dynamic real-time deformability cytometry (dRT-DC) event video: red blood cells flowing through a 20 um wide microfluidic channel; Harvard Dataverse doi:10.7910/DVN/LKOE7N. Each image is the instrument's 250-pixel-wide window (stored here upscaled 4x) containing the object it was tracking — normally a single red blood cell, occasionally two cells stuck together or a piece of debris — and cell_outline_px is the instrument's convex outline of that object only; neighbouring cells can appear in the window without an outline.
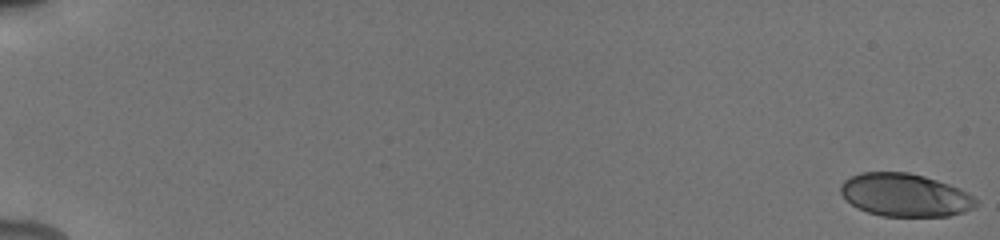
{"species": "human", "species_latin": "Homo sapiens", "temperature_condition": "cold", "stored_images_in_passage": 19, "camera_frame_rate_fps": 3000, "um_per_image_px": 0.085, "donor": {"sex": "male"}, "frame": {"image": 1, "passage_image": 1, "time_ms": 0.0, "image_size_px": [1000, 240], "cell_outline_px": [[976, 204], [972, 208], [964, 212], [948, 216], [884, 216], [868, 212], [856, 208], [840, 192], [840, 184], [844, 180], [860, 172], [908, 172], [924, 176], [960, 188], [972, 196], [976, 200]], "centroid_in_image_um": [76.9, 16.57], "position_along_channel_um": 8.1, "area_um2": 33.7}}
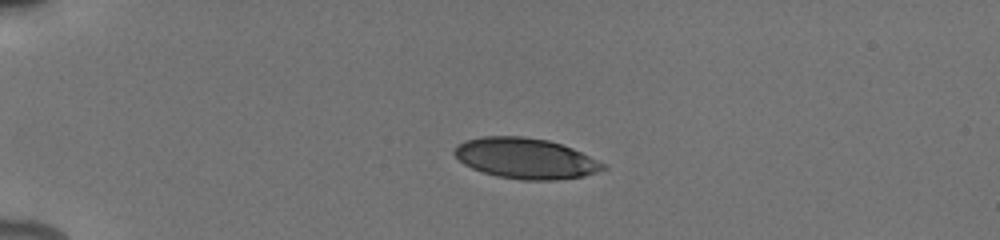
{"frame": {"image": 2, "passage_image": 8, "time_ms": 4.667, "image_size_px": [1000, 240], "cell_outline_px": [[608, 168], [584, 176], [556, 180], [520, 180], [500, 176], [484, 172], [472, 168], [464, 164], [452, 152], [460, 144], [468, 140], [480, 136], [520, 136], [548, 140], [572, 148], [608, 164]], "centroid_in_image_um": [44.73, 13.46], "position_along_channel_um": 40.3, "area_um2": 35.03}}
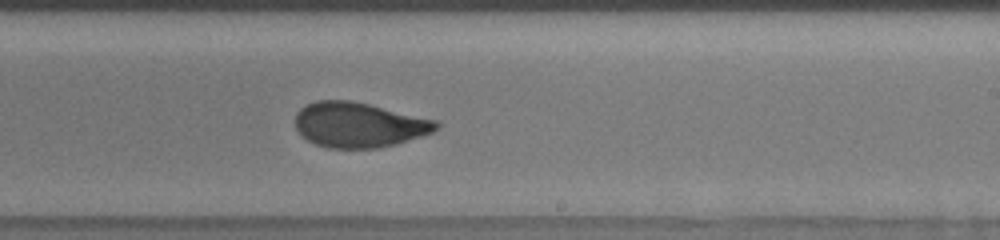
{"frame": {"image": 3, "passage_image": 19, "time_ms": 11.667, "image_size_px": [1000, 240], "cell_outline_px": [[440, 128], [432, 132], [396, 144], [376, 148], [328, 148], [316, 144], [308, 140], [296, 128], [296, 112], [300, 108], [316, 100], [348, 100], [368, 104], [440, 120]], "centroid_in_image_um": [30.54, 10.6], "position_along_channel_um": 258.5, "area_um2": 36.99}}